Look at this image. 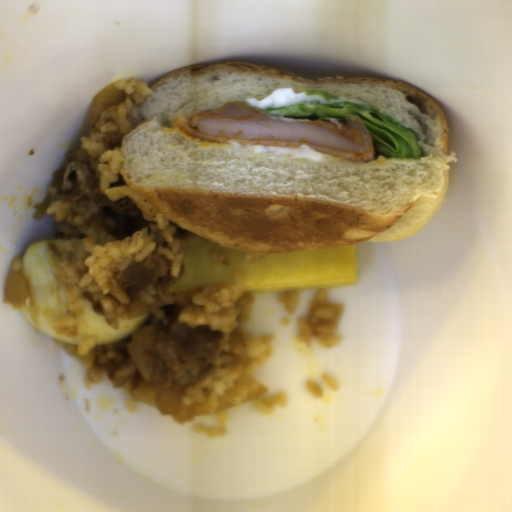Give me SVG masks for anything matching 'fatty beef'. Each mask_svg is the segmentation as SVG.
I'll use <instances>...</instances> for the list:
<instances>
[{
  "instance_id": "1",
  "label": "fatty beef",
  "mask_w": 512,
  "mask_h": 512,
  "mask_svg": "<svg viewBox=\"0 0 512 512\" xmlns=\"http://www.w3.org/2000/svg\"><path fill=\"white\" fill-rule=\"evenodd\" d=\"M64 161L52 172L48 191L62 195L69 207L55 236H85L94 241H121L150 223L131 196L111 200L100 190L101 160L85 147L68 150Z\"/></svg>"
},
{
  "instance_id": "2",
  "label": "fatty beef",
  "mask_w": 512,
  "mask_h": 512,
  "mask_svg": "<svg viewBox=\"0 0 512 512\" xmlns=\"http://www.w3.org/2000/svg\"><path fill=\"white\" fill-rule=\"evenodd\" d=\"M203 287H192L176 293L174 303L160 309L168 324L143 325L131 339L139 355L154 366L152 385L179 389L190 386L213 372L223 332L209 326H191L179 322L193 298L203 293Z\"/></svg>"
},
{
  "instance_id": "3",
  "label": "fatty beef",
  "mask_w": 512,
  "mask_h": 512,
  "mask_svg": "<svg viewBox=\"0 0 512 512\" xmlns=\"http://www.w3.org/2000/svg\"><path fill=\"white\" fill-rule=\"evenodd\" d=\"M171 261L166 255L154 253L143 261H134L125 271L114 273L113 278L132 303L148 287L166 299L169 288L182 278L186 270L183 262L177 276L172 275Z\"/></svg>"
},
{
  "instance_id": "4",
  "label": "fatty beef",
  "mask_w": 512,
  "mask_h": 512,
  "mask_svg": "<svg viewBox=\"0 0 512 512\" xmlns=\"http://www.w3.org/2000/svg\"><path fill=\"white\" fill-rule=\"evenodd\" d=\"M92 368L105 370L114 386L132 392L138 389L143 381L128 348L116 347L114 344L93 350Z\"/></svg>"
},
{
  "instance_id": "5",
  "label": "fatty beef",
  "mask_w": 512,
  "mask_h": 512,
  "mask_svg": "<svg viewBox=\"0 0 512 512\" xmlns=\"http://www.w3.org/2000/svg\"><path fill=\"white\" fill-rule=\"evenodd\" d=\"M332 308L335 315L333 318L329 320H319L317 323H313L312 317H313V311L316 308ZM344 305L343 303H340L338 301H330V300H318L313 299L306 315V325L310 329V334L313 336H319L318 334V328L319 327H337L339 325V322L341 320V317L343 315Z\"/></svg>"
},
{
  "instance_id": "6",
  "label": "fatty beef",
  "mask_w": 512,
  "mask_h": 512,
  "mask_svg": "<svg viewBox=\"0 0 512 512\" xmlns=\"http://www.w3.org/2000/svg\"><path fill=\"white\" fill-rule=\"evenodd\" d=\"M170 223L171 226L175 227L171 235L174 240L182 242V245L200 246L202 242L200 235L193 233L174 222L170 221Z\"/></svg>"
}]
</instances>
